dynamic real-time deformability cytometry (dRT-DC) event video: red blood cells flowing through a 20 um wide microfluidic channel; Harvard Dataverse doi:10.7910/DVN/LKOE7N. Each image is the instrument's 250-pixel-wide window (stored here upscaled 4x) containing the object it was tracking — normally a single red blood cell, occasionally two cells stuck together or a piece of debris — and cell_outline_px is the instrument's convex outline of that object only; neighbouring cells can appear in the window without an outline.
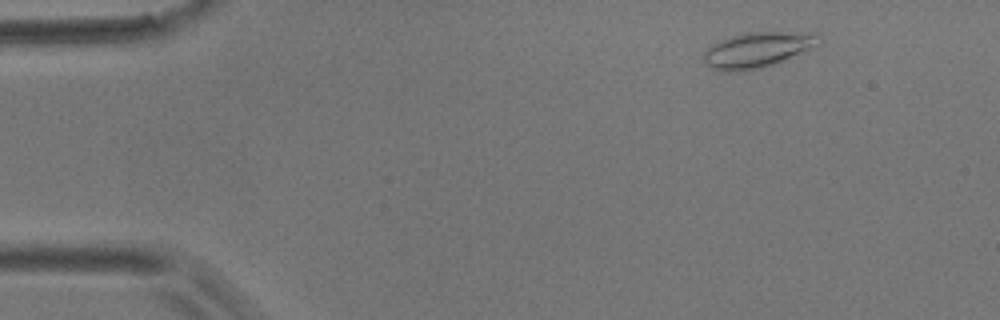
{"species": "common noctule bat (a hibernating species)", "species_latin": "Nyctalus noctula", "temperature_condition": "room temperature", "stored_images_in_passage": 51, "camera_frame_rate_fps": 3000, "um_per_image_px": 0.085, "animal": {"sex": "male", "body_mass_g": 17.9}, "frame": {"image": 1, "passage_image": 2, "time_ms": 0.333, "image_size_px": [1000, 320], "cell_outline_px": [[820, 44], [784, 60], [760, 68], [744, 72], [724, 72], [712, 68], [704, 60], [704, 52], [716, 40], [744, 32], [820, 32]], "centroid_in_image_um": [64.39, 4.22], "position_along_channel_um": 20.6, "area_um2": 24.04}}
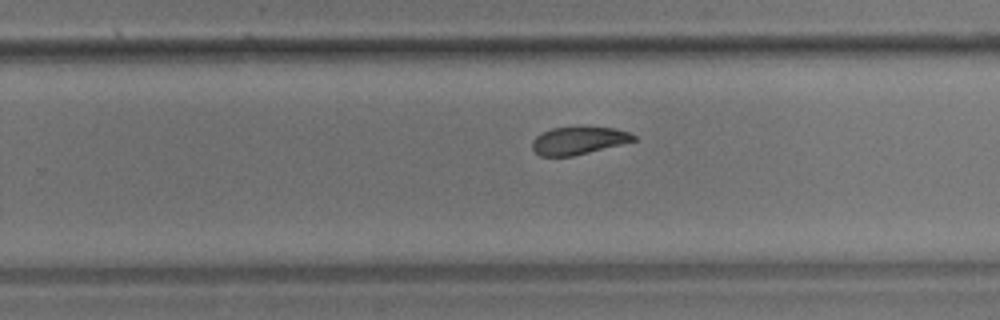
{"frame": {"image": 2, "passage_image": 31, "time_ms": 10.0, "image_size_px": [1000, 320], "cell_outline_px": [[636, 140], [572, 156], [540, 156], [532, 148], [532, 140], [540, 132], [552, 128], [616, 128], [628, 132], [636, 136]], "centroid_in_image_um": [49.13, 11.95], "position_along_channel_um": 280.7, "area_um2": 15.95}}
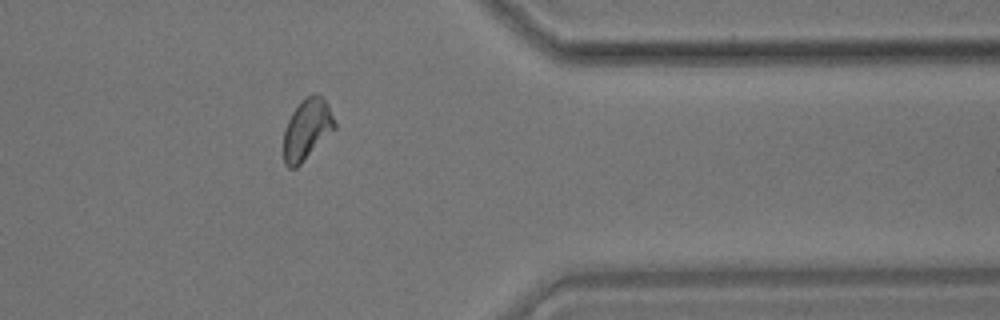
{"frame": {"image": 3, "passage_image": 41, "time_ms": 13.333, "image_size_px": [1000, 320], "cell_outline_px": [[336, 128], [296, 168], [288, 168], [284, 164], [284, 128], [292, 112], [300, 100], [304, 96], [320, 96], [328, 104], [336, 124]], "centroid_in_image_um": [26.07, 11.0], "position_along_channel_um": 385.3, "area_um2": 17.92}, "authors_computed_cell_mechanics": {"area_um2": 18.207, "velocity_mm_per_s": 3.557, "shape_relaxation_time_tau1_ms": 6.1075, "shape_relaxation_time_tau2_ms": 4.1931, "deformation_change_tau1": 0.1497, "deformation_change_tau2": 0.1014}}